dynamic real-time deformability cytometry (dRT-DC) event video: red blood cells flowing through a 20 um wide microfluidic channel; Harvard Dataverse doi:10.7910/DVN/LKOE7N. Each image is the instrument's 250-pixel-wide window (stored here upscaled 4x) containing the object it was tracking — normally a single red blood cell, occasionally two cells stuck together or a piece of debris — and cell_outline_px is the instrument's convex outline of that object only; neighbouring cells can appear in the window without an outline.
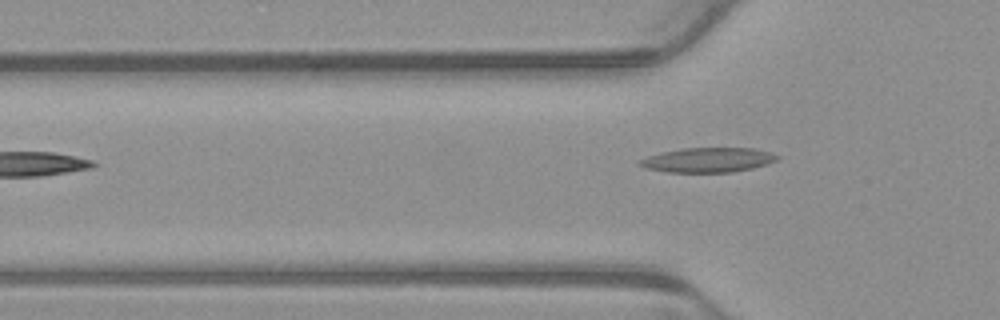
{"species": "common noctule bat (a hibernating species)", "species_latin": "Nyctalus noctula", "temperature_condition": "warm", "stored_images_in_passage": 5, "camera_frame_rate_fps": 3000, "um_per_image_px": 0.085, "animal": {"sex": "male", "body_mass_g": 23.1, "forearm_length_mm": 52.7}, "frame": {"image": 1, "passage_image": 5, "time_ms": 1.333, "image_size_px": [1000, 320], "cell_outline_px": [[780, 156], [776, 160], [768, 164], [752, 168], [732, 172], [668, 172], [648, 168], [640, 164], [636, 160], [660, 152], [680, 148], [752, 148], [768, 152]], "centroid_in_image_um": [60.16, 13.59], "position_along_channel_um": 65.6, "area_um2": 19.65}}